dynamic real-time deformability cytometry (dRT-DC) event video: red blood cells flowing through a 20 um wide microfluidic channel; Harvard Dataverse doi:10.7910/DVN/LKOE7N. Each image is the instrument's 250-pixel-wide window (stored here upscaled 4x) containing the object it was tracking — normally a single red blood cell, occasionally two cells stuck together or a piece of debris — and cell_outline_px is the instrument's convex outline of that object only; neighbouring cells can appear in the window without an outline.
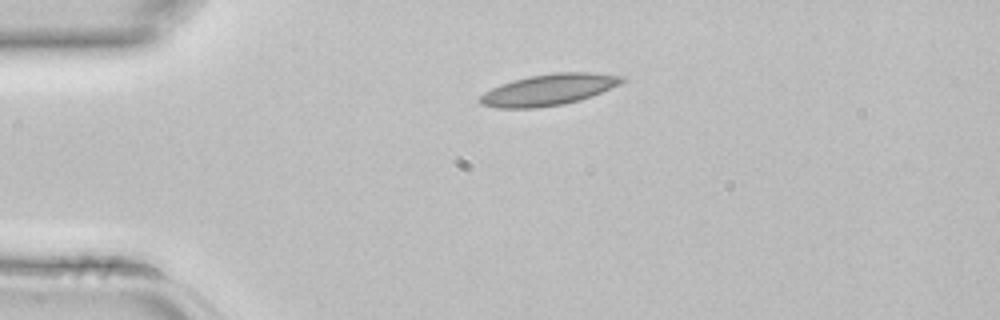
{"species": "common noctule bat (a hibernating species)", "species_latin": "Nyctalus noctula", "temperature_condition": "room temperature", "stored_images_in_passage": 2, "camera_frame_rate_fps": 3000, "um_per_image_px": 0.085, "animal": {"sex": "female", "body_mass_g": 22.7, "forearm_length_mm": 54.2}, "frame": {"image": 1, "passage_image": 1, "time_ms": 0.0, "image_size_px": [1000, 320], "cell_outline_px": [[624, 80], [620, 84], [580, 100], [564, 104], [536, 108], [496, 108], [480, 104], [476, 100], [484, 92], [500, 84], [512, 80], [528, 76], [556, 72], [588, 72], [624, 76]], "centroid_in_image_um": [46.58, 7.63], "position_along_channel_um": 38.4, "area_um2": 25.89}}